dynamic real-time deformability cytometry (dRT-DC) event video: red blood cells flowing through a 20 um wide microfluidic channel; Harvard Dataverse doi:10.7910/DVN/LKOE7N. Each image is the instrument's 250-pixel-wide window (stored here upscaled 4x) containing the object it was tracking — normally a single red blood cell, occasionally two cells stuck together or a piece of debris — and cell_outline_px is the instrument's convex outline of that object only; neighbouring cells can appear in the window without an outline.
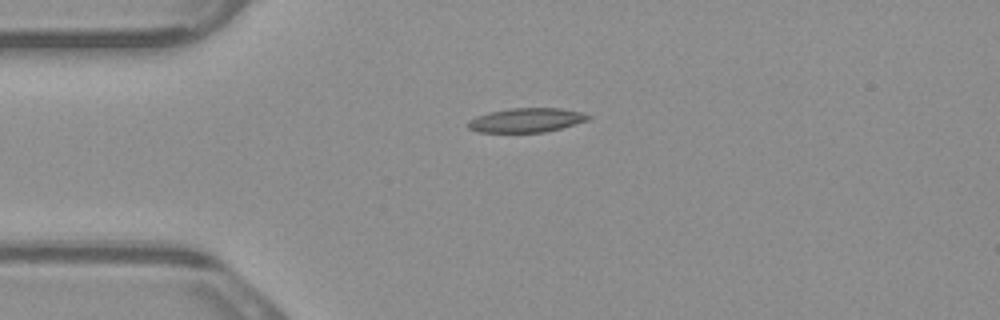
{"species": "common noctule bat (a hibernating species)", "species_latin": "Nyctalus noctula", "temperature_condition": "warm", "stored_images_in_passage": 5, "camera_frame_rate_fps": 3000, "um_per_image_px": 0.085, "animal": {"sex": "male", "body_mass_g": 23.1, "forearm_length_mm": 52.7}, "frame": {"image": 1, "passage_image": 1, "time_ms": 0.0, "image_size_px": [1000, 320], "cell_outline_px": [[592, 116], [588, 120], [560, 128], [544, 132], [476, 132], [468, 128], [468, 120], [476, 116], [488, 112], [508, 108], [560, 108], [580, 112]], "centroid_in_image_um": [44.69, 10.21], "position_along_channel_um": 40.3, "area_um2": 16.94}}
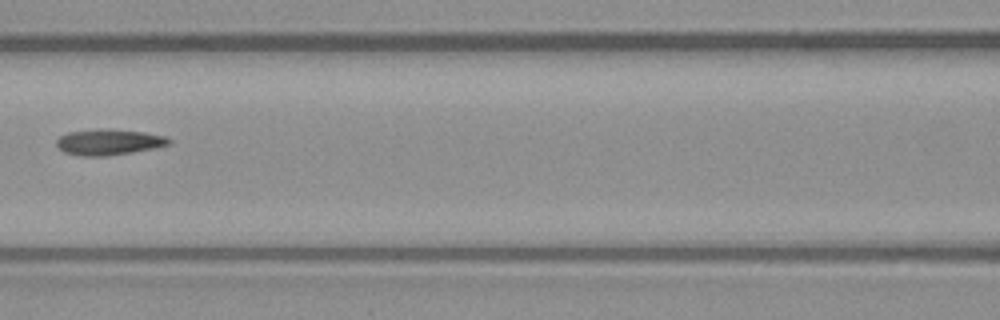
{"frame": {"image": 2, "passage_image": 4, "time_ms": 1.0, "image_size_px": [1000, 320], "cell_outline_px": [[172, 144], [132, 152], [108, 156], [80, 156], [64, 152], [56, 144], [56, 140], [60, 136], [68, 132], [100, 128], [104, 128], [144, 132], [168, 136], [172, 140]], "centroid_in_image_um": [9.27, 12.07], "position_along_channel_um": 157.3, "area_um2": 17.11}}
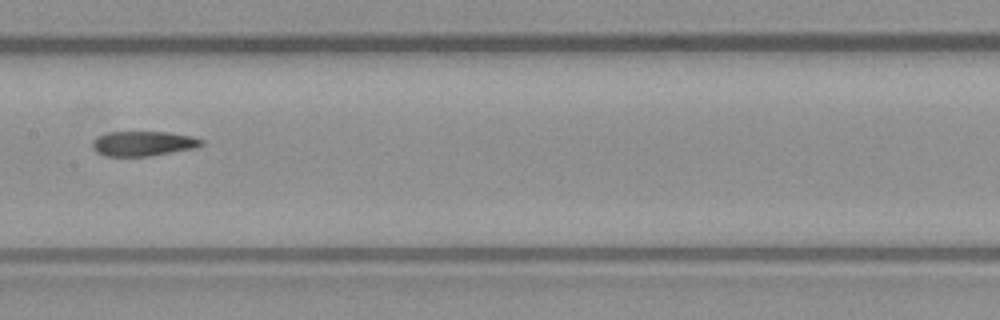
{"frame": {"image": 3, "passage_image": 5, "time_ms": 1.333, "image_size_px": [1000, 320], "cell_outline_px": [[204, 144], [196, 148], [148, 156], [104, 156], [96, 152], [92, 148], [92, 140], [96, 136], [108, 132], [168, 132], [192, 136], [204, 140]], "centroid_in_image_um": [12.15, 12.2], "position_along_channel_um": 195.2, "area_um2": 15.95}}